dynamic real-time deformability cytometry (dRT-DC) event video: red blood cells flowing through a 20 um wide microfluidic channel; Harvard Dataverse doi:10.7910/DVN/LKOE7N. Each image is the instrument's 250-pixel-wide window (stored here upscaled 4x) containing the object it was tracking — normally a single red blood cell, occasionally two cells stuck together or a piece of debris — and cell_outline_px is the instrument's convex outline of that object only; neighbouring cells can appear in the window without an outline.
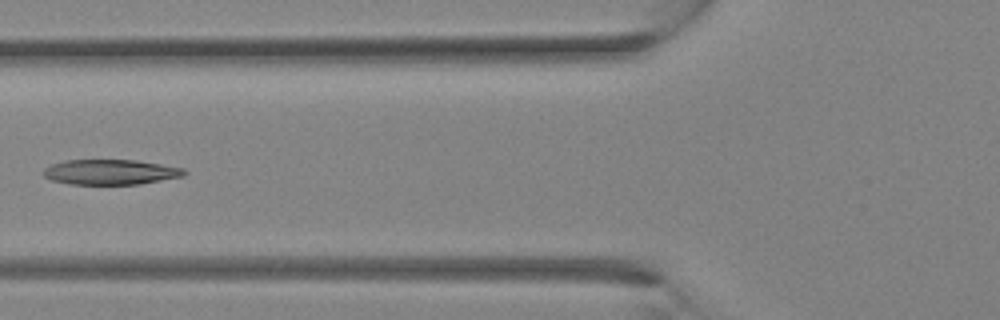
{"species": "Egyptian fruit bat (a non-hibernating species)", "species_latin": "Rousettus aegyptiacus", "temperature_condition": "room temperature", "stored_images_in_passage": 18, "camera_frame_rate_fps": 3000, "um_per_image_px": 0.085, "animal": {"sex": "female"}, "frame": {"image": 1, "passage_image": 13, "time_ms": 4.0, "image_size_px": [1000, 320], "cell_outline_px": [[188, 172], [184, 176], [140, 184], [72, 184], [52, 180], [44, 176], [40, 172], [44, 168], [52, 164], [64, 160], [136, 160], [184, 168]], "centroid_in_image_um": [9.39, 14.62], "position_along_channel_um": 116.4, "area_um2": 20.69}}
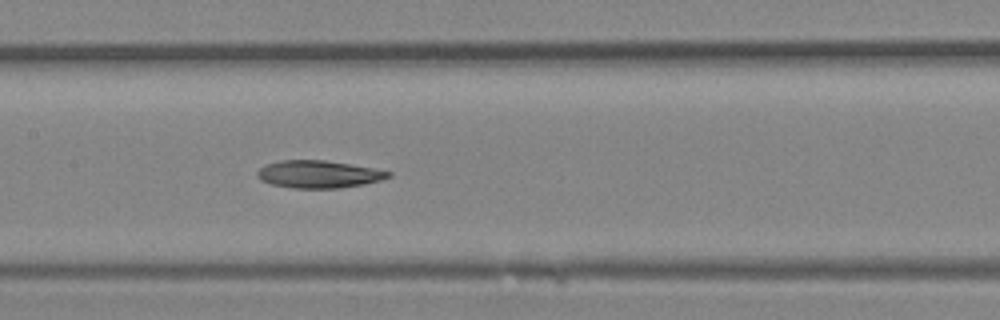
{"frame": {"image": 2, "passage_image": 16, "time_ms": 5.0, "image_size_px": [1000, 320], "cell_outline_px": [[392, 176], [380, 180], [364, 184], [340, 188], [292, 188], [272, 184], [260, 180], [256, 176], [256, 172], [264, 164], [280, 160], [324, 160], [352, 164], [392, 172]], "centroid_in_image_um": [27.06, 14.8], "position_along_channel_um": 180.3, "area_um2": 21.1}}
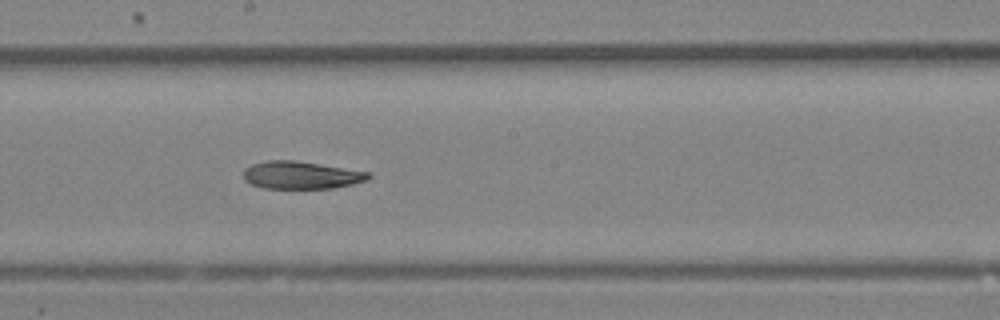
{"frame": {"image": 3, "passage_image": 18, "time_ms": 5.667, "image_size_px": [1000, 320], "cell_outline_px": [[372, 176], [368, 180], [352, 184], [332, 188], [264, 188], [252, 184], [244, 180], [244, 168], [252, 164], [268, 160], [292, 160], [372, 172]], "centroid_in_image_um": [25.62, 14.88], "position_along_channel_um": 222.6, "area_um2": 20.06}}